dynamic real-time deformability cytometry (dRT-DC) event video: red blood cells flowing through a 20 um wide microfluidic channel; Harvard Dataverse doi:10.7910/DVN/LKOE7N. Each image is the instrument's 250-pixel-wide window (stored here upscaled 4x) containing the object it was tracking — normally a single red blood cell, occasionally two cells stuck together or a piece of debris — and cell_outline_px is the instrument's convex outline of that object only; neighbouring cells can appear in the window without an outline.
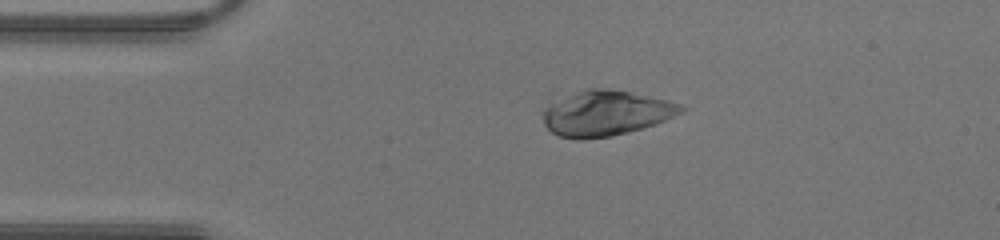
{"species": "human", "species_latin": "Homo sapiens", "temperature_condition": "warm", "stored_images_in_passage": 43, "camera_frame_rate_fps": 3000, "um_per_image_px": 0.085, "donor": {"sex": "male"}, "frame": {"image": 1, "passage_image": 9, "time_ms": 2.667, "image_size_px": [1000, 240], "cell_outline_px": [[688, 108], [684, 112], [656, 124], [644, 128], [612, 136], [560, 136], [552, 132], [544, 124], [540, 112], [548, 104], [584, 88], [608, 88], [632, 92], [668, 100], [680, 104]], "centroid_in_image_um": [51.54, 9.57], "position_along_channel_um": 33.5, "area_um2": 36.13}}
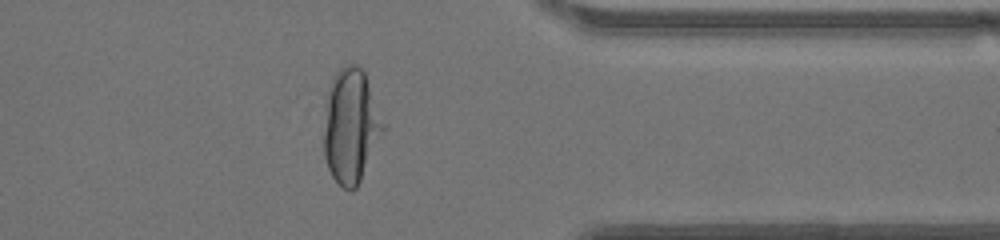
{"frame": {"image": 2, "passage_image": 34, "time_ms": 11.0, "image_size_px": [1000, 240], "cell_outline_px": [[384, 132], [356, 188], [352, 192], [344, 188], [332, 176], [328, 168], [324, 156], [324, 132], [328, 96], [332, 76], [340, 68], [348, 64], [360, 64], [364, 68], [384, 124]], "centroid_in_image_um": [29.84, 10.69], "position_along_channel_um": 381.6, "area_um2": 39.19}}
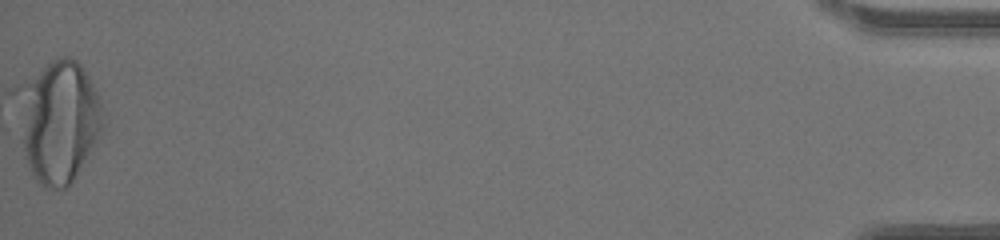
{"frame": {"image": 3, "passage_image": 43, "time_ms": 14.0, "image_size_px": [1000, 240], "cell_outline_px": [[104, 128], [72, 180], [64, 188], [44, 188], [36, 180], [28, 168], [24, 148], [24, 136], [28, 84], [52, 60], [60, 56], [68, 56], [76, 60], [80, 64], [92, 84], [100, 100]], "centroid_in_image_um": [5.15, 10.38], "position_along_channel_um": 430.0, "area_um2": 56.24}}